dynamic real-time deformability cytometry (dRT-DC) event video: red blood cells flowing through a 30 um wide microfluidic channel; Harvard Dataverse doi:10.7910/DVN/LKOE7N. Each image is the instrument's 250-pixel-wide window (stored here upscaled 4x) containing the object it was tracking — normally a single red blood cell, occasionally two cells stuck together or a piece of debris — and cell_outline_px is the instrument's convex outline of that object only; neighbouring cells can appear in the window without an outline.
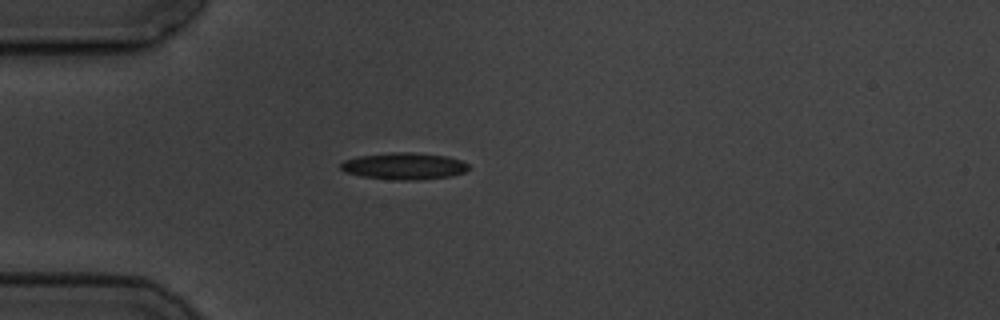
{"species": "common noctule bat (a hibernating species)", "species_latin": "Nyctalus noctula", "temperature_condition": "cold", "stored_images_in_passage": 4, "camera_frame_rate_fps": 3000, "um_per_image_px": 0.085, "animal": {"sex": "male", "body_mass_g": 19.5, "forearm_length_mm": 54.6}, "frame": {"image": 1, "passage_image": 4, "time_ms": 3.667, "image_size_px": [1000, 320], "cell_outline_px": [[468, 168], [464, 172], [452, 176], [416, 180], [392, 180], [360, 176], [344, 172], [340, 168], [340, 164], [344, 160], [360, 156], [392, 152], [412, 152], [448, 156], [460, 160], [468, 164]], "centroid_in_image_um": [34.33, 14.12], "position_along_channel_um": 50.7, "area_um2": 20.06}}